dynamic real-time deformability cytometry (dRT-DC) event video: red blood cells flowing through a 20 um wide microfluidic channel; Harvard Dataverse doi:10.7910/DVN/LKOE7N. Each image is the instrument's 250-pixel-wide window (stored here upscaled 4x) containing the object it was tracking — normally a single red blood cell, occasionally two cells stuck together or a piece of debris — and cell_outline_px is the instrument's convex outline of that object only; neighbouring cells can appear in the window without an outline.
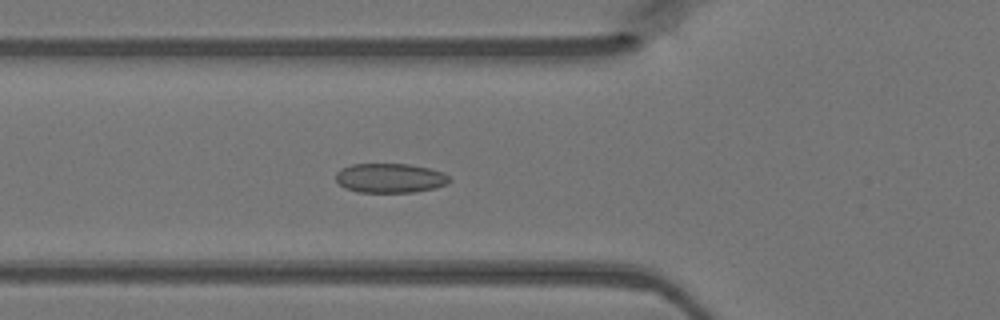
{"species": "Egyptian fruit bat (a non-hibernating species)", "species_latin": "Rousettus aegyptiacus", "temperature_condition": "warm", "stored_images_in_passage": 45, "camera_frame_rate_fps": 3000, "um_per_image_px": 0.085, "animal": {"sex": "female"}, "frame": {"image": 1, "passage_image": 15, "time_ms": 4.667, "image_size_px": [1000, 320], "cell_outline_px": [[452, 180], [436, 188], [412, 192], [356, 192], [344, 188], [336, 180], [336, 172], [340, 168], [352, 164], [408, 164], [428, 168], [444, 172]], "centroid_in_image_um": [33.13, 15.13], "position_along_channel_um": 92.7, "area_um2": 19.54}}
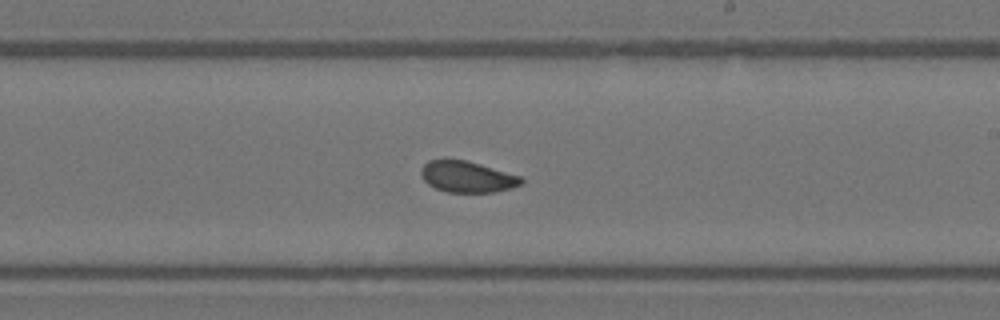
{"frame": {"image": 2, "passage_image": 26, "time_ms": 8.333, "image_size_px": [1000, 320], "cell_outline_px": [[524, 180], [520, 184], [512, 188], [496, 192], [448, 192], [436, 188], [428, 184], [424, 180], [420, 172], [420, 168], [428, 160], [444, 156], [448, 156], [480, 164], [520, 176]], "centroid_in_image_um": [39.64, 14.98], "position_along_channel_um": 249.4, "area_um2": 18.61}}
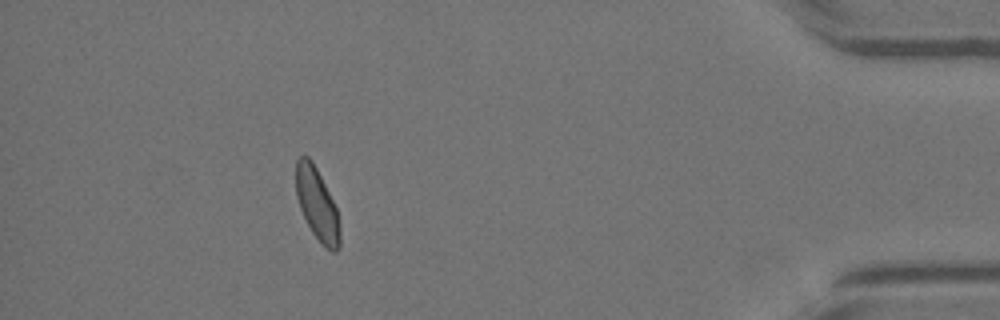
{"frame": {"image": 3, "passage_image": 41, "time_ms": 13.333, "image_size_px": [1000, 320], "cell_outline_px": [[340, 248], [336, 252], [332, 252], [324, 248], [312, 232], [300, 208], [296, 196], [296, 160], [300, 156], [308, 156], [312, 160], [336, 208], [340, 228]], "centroid_in_image_um": [26.95, 17.4], "position_along_channel_um": 408.2, "area_um2": 18.32}}